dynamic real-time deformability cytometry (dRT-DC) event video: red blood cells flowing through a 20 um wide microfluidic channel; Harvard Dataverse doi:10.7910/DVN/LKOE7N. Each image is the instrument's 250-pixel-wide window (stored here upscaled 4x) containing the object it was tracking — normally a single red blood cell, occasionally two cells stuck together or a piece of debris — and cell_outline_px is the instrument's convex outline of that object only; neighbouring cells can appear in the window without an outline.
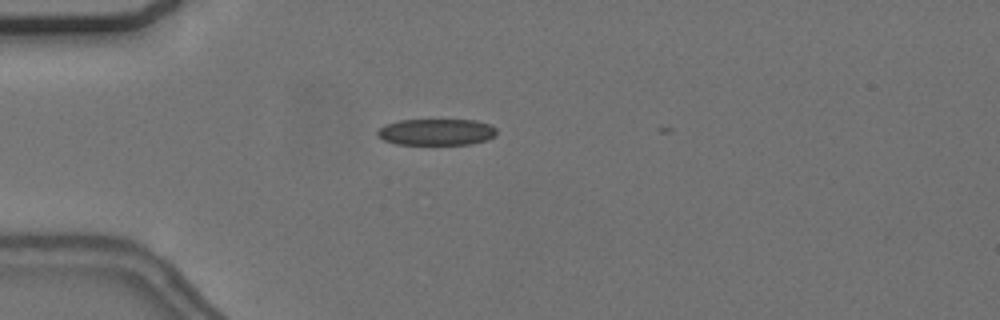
{"species": "common noctule bat (a hibernating species)", "species_latin": "Nyctalus noctula", "temperature_condition": "cold", "stored_images_in_passage": 6, "camera_frame_rate_fps": 3000, "um_per_image_px": 0.085, "animal": {"sex": "female", "body_mass_g": 24.6, "forearm_length_mm": 56.2}, "frame": {"image": 1, "passage_image": 1, "time_ms": 0.0, "image_size_px": [1000, 320], "cell_outline_px": [[496, 136], [484, 140], [468, 144], [396, 144], [384, 140], [376, 136], [376, 132], [384, 124], [400, 120], [476, 120], [492, 124], [496, 128]], "centroid_in_image_um": [37.08, 11.21], "position_along_channel_um": 47.9, "area_um2": 18.44}}